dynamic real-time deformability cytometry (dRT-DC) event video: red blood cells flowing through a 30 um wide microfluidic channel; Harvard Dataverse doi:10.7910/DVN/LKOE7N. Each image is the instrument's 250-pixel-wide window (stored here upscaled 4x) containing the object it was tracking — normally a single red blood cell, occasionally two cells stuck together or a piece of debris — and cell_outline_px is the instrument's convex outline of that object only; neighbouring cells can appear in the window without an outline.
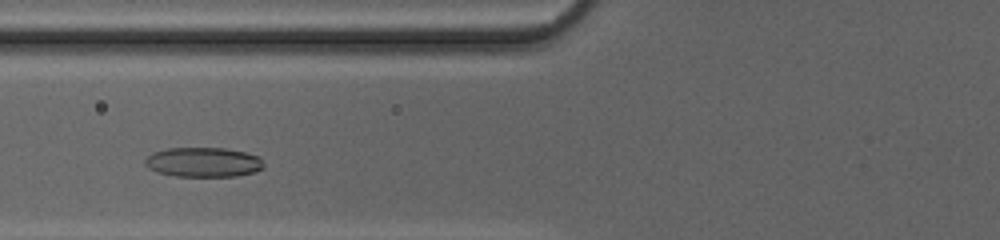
{"species": "common noctule bat (a hibernating species)", "species_latin": "Nyctalus noctula", "temperature_condition": "cold", "stored_images_in_passage": 27, "camera_frame_rate_fps": 3000, "um_per_image_px": 0.085, "animal": {"sex": "female", "body_mass_g": 20.0, "forearm_length_mm": 54.0}, "frame": {"image": 1, "passage_image": 5, "time_ms": 1.333, "image_size_px": [1000, 240], "cell_outline_px": [[264, 168], [256, 172], [236, 176], [176, 176], [156, 172], [148, 168], [144, 164], [144, 160], [152, 152], [168, 148], [224, 148], [244, 152], [260, 156], [264, 164]], "centroid_in_image_um": [17.29, 13.79], "position_along_channel_um": 108.5, "area_um2": 20.69}}
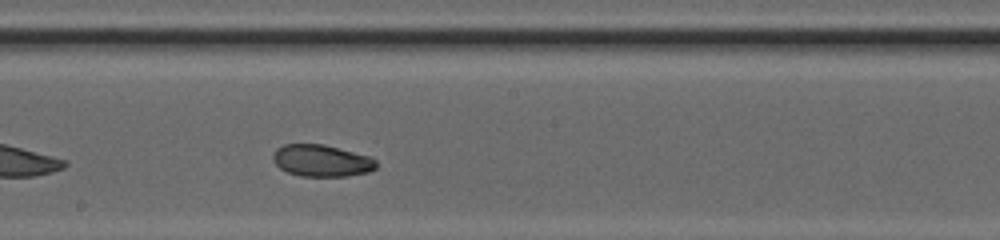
{"frame": {"image": 2, "passage_image": 13, "time_ms": 4.0, "image_size_px": [1000, 240], "cell_outline_px": [[376, 168], [368, 172], [348, 176], [300, 176], [288, 172], [280, 168], [272, 160], [272, 156], [276, 148], [284, 144], [324, 144], [368, 156], [376, 160]], "centroid_in_image_um": [27.31, 13.65], "position_along_channel_um": 220.9, "area_um2": 19.13}}
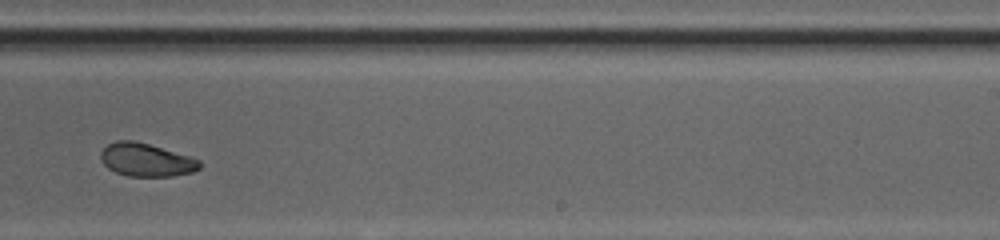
{"frame": {"image": 3, "passage_image": 17, "time_ms": 5.333, "image_size_px": [1000, 240], "cell_outline_px": [[200, 168], [192, 172], [172, 176], [128, 176], [116, 172], [108, 168], [100, 160], [100, 152], [108, 144], [116, 140], [132, 140], [148, 144], [192, 156], [200, 160]], "centroid_in_image_um": [12.42, 13.58], "position_along_channel_um": 276.6, "area_um2": 19.13}, "authors_computed_cell_mechanics": {"area_um2": 19.7676, "velocity_mm_per_s": 4.2003, "shape_relaxation_time_tau1_ms": 3.6343, "shape_relaxation_time_tau2_ms": 4.2204, "deformation_change_tau1": 0.1165, "deformation_change_tau2": 0.0855}}